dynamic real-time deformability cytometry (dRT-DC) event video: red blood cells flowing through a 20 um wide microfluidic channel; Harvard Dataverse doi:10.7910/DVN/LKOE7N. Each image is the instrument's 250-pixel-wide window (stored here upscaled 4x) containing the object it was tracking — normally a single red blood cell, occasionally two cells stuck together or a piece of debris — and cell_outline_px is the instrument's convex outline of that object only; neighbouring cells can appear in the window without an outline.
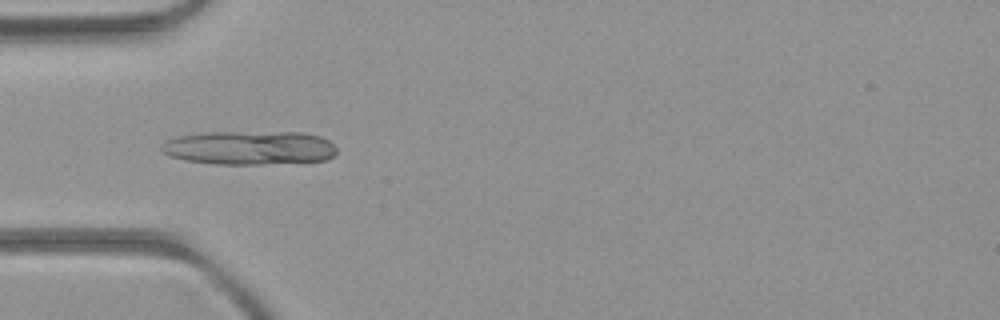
{"species": "common noctule bat (a hibernating species)", "species_latin": "Nyctalus noctula", "temperature_condition": "room temperature", "stored_images_in_passage": 6, "camera_frame_rate_fps": 3000, "um_per_image_px": 0.085, "animal": {"sex": "female", "body_mass_g": 21.9}, "frame": {"image": 1, "passage_image": 3, "time_ms": 3.333, "image_size_px": [1000, 320], "cell_outline_px": [[336, 152], [328, 160], [260, 164], [216, 164], [184, 160], [168, 156], [160, 148], [168, 140], [176, 136], [200, 132], [304, 132], [320, 136], [328, 140], [336, 148]], "centroid_in_image_um": [21.19, 12.55], "position_along_channel_um": 63.8, "area_um2": 34.74}}
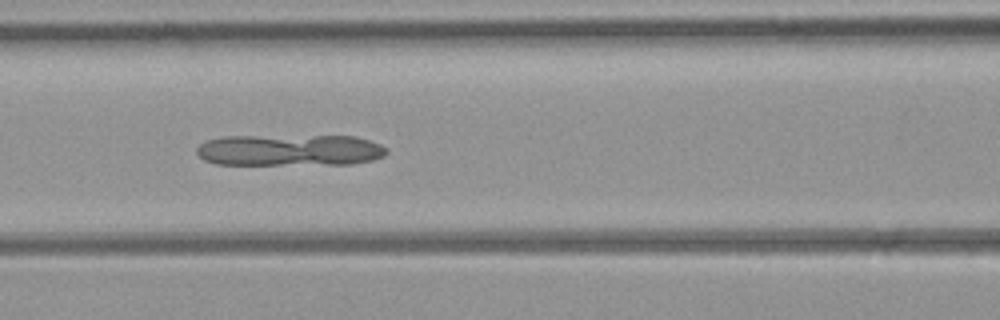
{"frame": {"image": 2, "passage_image": 5, "time_ms": 5.333, "image_size_px": [1000, 320], "cell_outline_px": [[388, 152], [384, 156], [372, 160], [352, 164], [216, 164], [204, 160], [196, 152], [196, 148], [200, 144], [208, 140], [224, 136], [356, 136], [380, 144], [388, 148]], "centroid_in_image_um": [24.65, 12.76], "position_along_channel_um": 141.9, "area_um2": 34.97}}
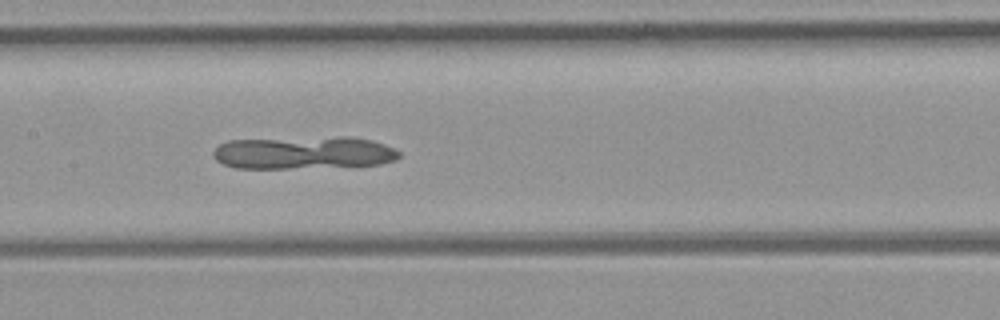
{"frame": {"image": 3, "passage_image": 6, "time_ms": 6.333, "image_size_px": [1000, 320], "cell_outline_px": [[400, 156], [396, 160], [380, 164], [288, 168], [236, 168], [224, 164], [216, 160], [212, 156], [212, 152], [220, 144], [228, 140], [336, 136], [352, 136], [372, 140], [384, 144], [400, 152]], "centroid_in_image_um": [25.79, 12.96], "position_along_channel_um": 181.6, "area_um2": 35.55}}